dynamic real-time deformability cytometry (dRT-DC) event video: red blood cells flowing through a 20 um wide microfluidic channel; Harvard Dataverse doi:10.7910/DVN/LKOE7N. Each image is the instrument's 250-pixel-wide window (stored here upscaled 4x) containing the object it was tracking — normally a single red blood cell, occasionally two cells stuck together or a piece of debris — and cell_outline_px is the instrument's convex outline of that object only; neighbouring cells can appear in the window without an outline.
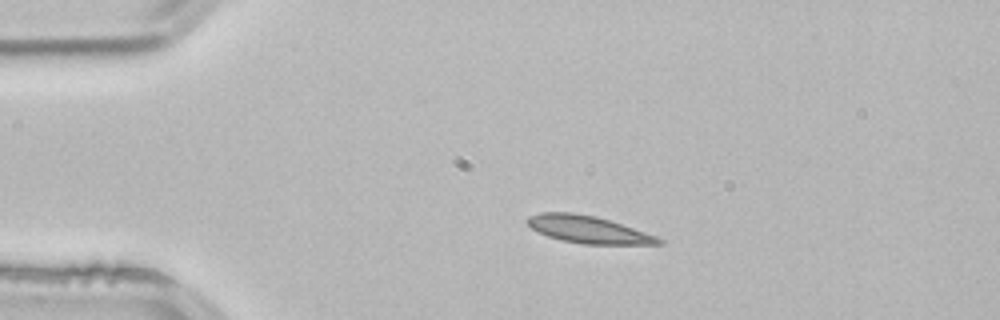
{"species": "common noctule bat (a hibernating species)", "species_latin": "Nyctalus noctula", "temperature_condition": "room temperature", "stored_images_in_passage": 2, "camera_frame_rate_fps": 3000, "um_per_image_px": 0.085, "animal": {"sex": "male", "body_mass_g": 21.5, "forearm_length_mm": 52.0}, "frame": {"image": 1, "passage_image": 1, "time_ms": 0.0, "image_size_px": [1000, 320], "cell_outline_px": [[664, 244], [584, 244], [560, 240], [548, 236], [532, 228], [528, 224], [528, 216], [540, 212], [572, 212], [596, 216], [656, 236], [664, 240]], "centroid_in_image_um": [49.99, 19.51], "position_along_channel_um": 35.0, "area_um2": 20.58}}